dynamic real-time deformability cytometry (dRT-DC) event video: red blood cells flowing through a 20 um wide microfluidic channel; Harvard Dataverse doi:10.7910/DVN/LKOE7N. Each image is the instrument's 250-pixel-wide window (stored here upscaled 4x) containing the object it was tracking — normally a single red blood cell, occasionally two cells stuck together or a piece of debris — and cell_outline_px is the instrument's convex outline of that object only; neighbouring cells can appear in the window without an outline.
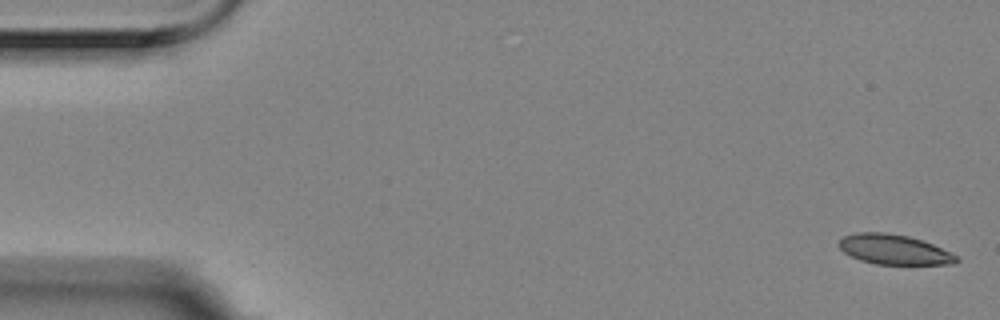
{"species": "Egyptian fruit bat (a non-hibernating species)", "species_latin": "Rousettus aegyptiacus", "temperature_condition": "room temperature", "stored_images_in_passage": 5, "camera_frame_rate_fps": 3000, "um_per_image_px": 0.085, "animal": {"sex": "female"}, "frame": {"image": 1, "passage_image": 1, "time_ms": 0.0, "image_size_px": [1000, 320], "cell_outline_px": [[960, 260], [956, 264], [876, 264], [860, 260], [844, 252], [840, 248], [840, 240], [844, 236], [856, 232], [884, 232], [908, 236], [932, 244], [960, 256]], "centroid_in_image_um": [76.04, 21.21], "position_along_channel_um": 9.0, "area_um2": 20.4}}
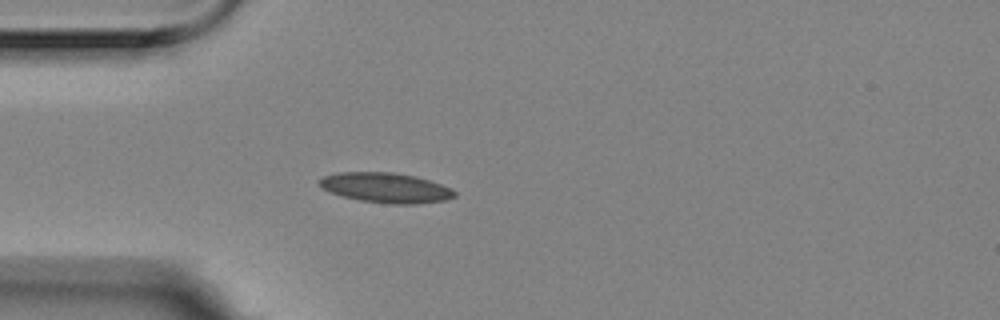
{"frame": {"image": 2, "passage_image": 5, "time_ms": 1.333, "image_size_px": [1000, 320], "cell_outline_px": [[456, 196], [448, 200], [416, 204], [388, 204], [360, 200], [344, 196], [332, 192], [324, 188], [316, 180], [324, 176], [336, 172], [392, 172], [416, 176], [452, 188], [456, 192]], "centroid_in_image_um": [32.83, 15.96], "position_along_channel_um": 52.2, "area_um2": 23.64}}